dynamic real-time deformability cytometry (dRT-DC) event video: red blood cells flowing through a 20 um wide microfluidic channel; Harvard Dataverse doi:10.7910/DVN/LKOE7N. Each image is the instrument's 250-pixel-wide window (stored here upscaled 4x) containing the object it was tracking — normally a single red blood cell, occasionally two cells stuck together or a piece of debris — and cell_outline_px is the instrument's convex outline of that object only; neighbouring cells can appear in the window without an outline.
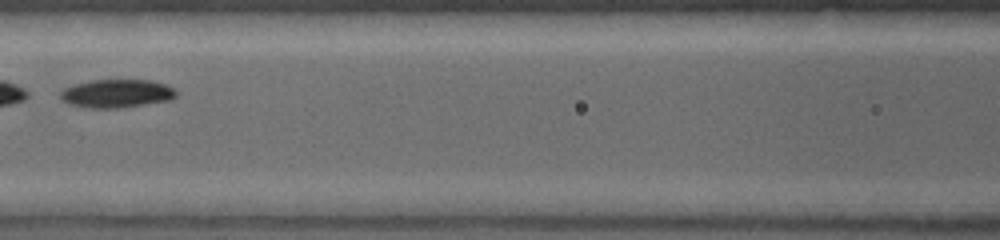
{"species": "common noctule bat (a hibernating species)", "species_latin": "Nyctalus noctula", "temperature_condition": "warm", "stored_images_in_passage": 26, "camera_frame_rate_fps": 5000, "um_per_image_px": 0.085, "animal": {"sex": "female", "body_mass_g": 19.0, "forearm_length_mm": 53.3}, "frame": {"image": 1, "passage_image": 8, "time_ms": 1.4, "image_size_px": [1000, 240], "cell_outline_px": [[176, 96], [172, 100], [120, 108], [84, 108], [68, 104], [60, 100], [60, 92], [64, 88], [72, 84], [92, 80], [152, 80], [176, 88]], "centroid_in_image_um": [9.89, 7.95], "position_along_channel_um": 156.7, "area_um2": 19.48}}